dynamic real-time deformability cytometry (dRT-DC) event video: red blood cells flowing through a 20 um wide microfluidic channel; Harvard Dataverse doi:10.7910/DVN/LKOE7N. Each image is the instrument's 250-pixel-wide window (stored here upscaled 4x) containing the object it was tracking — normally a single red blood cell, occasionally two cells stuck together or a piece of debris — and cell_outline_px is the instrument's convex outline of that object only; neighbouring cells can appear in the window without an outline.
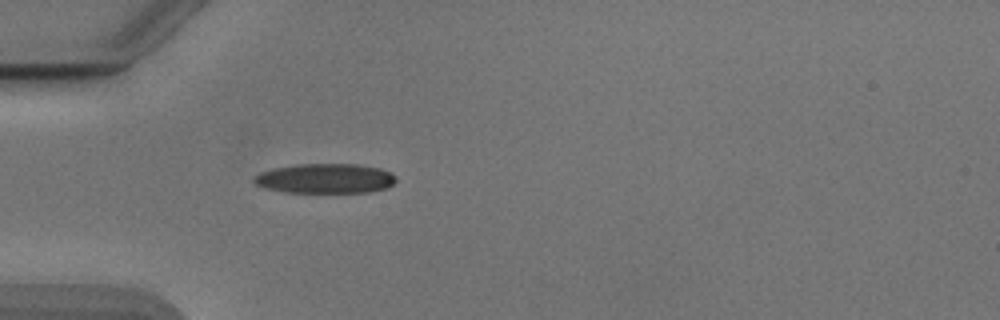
{"species": "Egyptian fruit bat (a non-hibernating species)", "species_latin": "Rousettus aegyptiacus", "temperature_condition": "cold", "stored_images_in_passage": 37, "camera_frame_rate_fps": 3000, "um_per_image_px": 0.085, "animal": {"sex": "male"}, "frame": {"image": 1, "passage_image": 1, "time_ms": 0.0, "image_size_px": [1000, 320], "cell_outline_px": [[396, 180], [388, 188], [368, 192], [288, 192], [264, 188], [256, 184], [252, 180], [252, 176], [260, 172], [276, 168], [296, 164], [356, 164], [380, 168], [392, 172], [396, 176]], "centroid_in_image_um": [27.66, 15.16], "position_along_channel_um": 57.3, "area_um2": 24.68}}
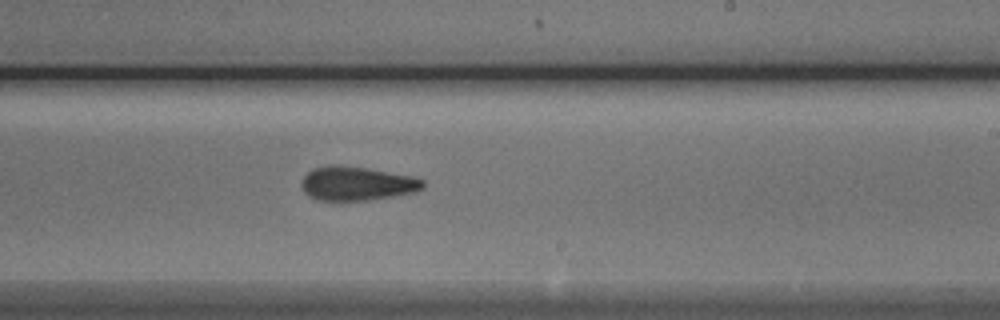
{"frame": {"image": 2, "passage_image": 17, "time_ms": 5.333, "image_size_px": [1000, 320], "cell_outline_px": [[424, 188], [416, 192], [368, 200], [316, 200], [308, 196], [304, 192], [300, 184], [304, 176], [312, 168], [332, 164], [336, 164], [368, 168], [412, 176], [424, 180]], "centroid_in_image_um": [30.31, 15.59], "position_along_channel_um": 258.7, "area_um2": 24.22}}
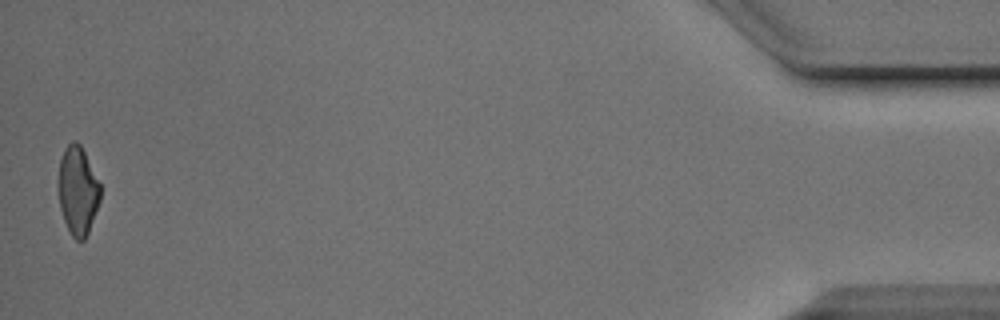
{"frame": {"image": 3, "passage_image": 37, "time_ms": 12.0, "image_size_px": [1000, 320], "cell_outline_px": [[100, 200], [88, 232], [84, 240], [76, 240], [72, 236], [64, 220], [60, 208], [56, 188], [56, 184], [60, 160], [64, 148], [72, 140], [76, 140], [80, 144], [100, 184]], "centroid_in_image_um": [6.57, 16.18], "position_along_channel_um": 428.6, "area_um2": 21.79}, "authors_computed_cell_mechanics": {"area_um2": 23.8136, "velocity_mm_per_s": 3.9009, "shape_relaxation_time_tau1_ms": 4.5719, "shape_relaxation_time_tau2_ms": 3.4845, "deformation_change_tau1": 0.1357, "deformation_change_tau2": 0.1267}}